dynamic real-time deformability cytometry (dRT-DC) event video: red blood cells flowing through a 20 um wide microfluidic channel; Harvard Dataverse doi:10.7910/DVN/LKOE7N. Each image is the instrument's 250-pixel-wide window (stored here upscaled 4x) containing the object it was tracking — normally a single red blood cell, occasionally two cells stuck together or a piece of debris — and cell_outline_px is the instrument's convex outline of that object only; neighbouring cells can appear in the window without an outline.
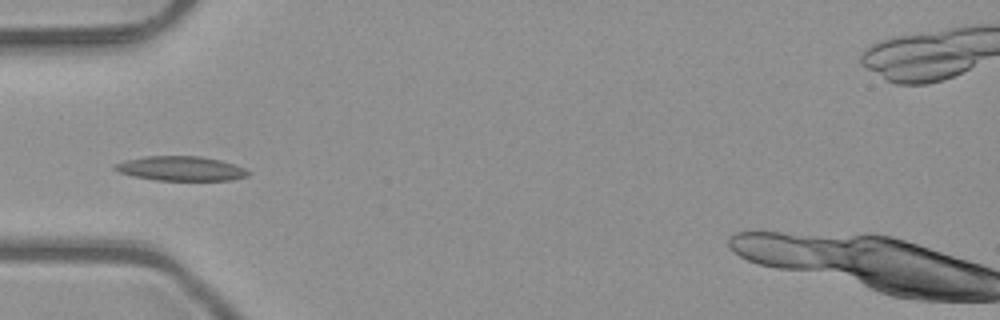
{"species": "common noctule bat (a hibernating species)", "species_latin": "Nyctalus noctula", "temperature_condition": "room temperature", "stored_images_in_passage": 6, "camera_frame_rate_fps": 3000, "um_per_image_px": 0.085, "animal": {"sex": "male", "body_mass_g": 23.1, "forearm_length_mm": 52.7}, "frame": {"image": 1, "passage_image": 6, "time_ms": 1.667, "image_size_px": [1000, 320], "cell_outline_px": [[252, 172], [248, 176], [232, 180], [156, 180], [132, 176], [120, 172], [112, 168], [112, 164], [124, 160], [144, 156], [200, 156], [220, 160], [244, 168]], "centroid_in_image_um": [15.34, 14.32], "position_along_channel_um": 69.7, "area_um2": 19.13}}